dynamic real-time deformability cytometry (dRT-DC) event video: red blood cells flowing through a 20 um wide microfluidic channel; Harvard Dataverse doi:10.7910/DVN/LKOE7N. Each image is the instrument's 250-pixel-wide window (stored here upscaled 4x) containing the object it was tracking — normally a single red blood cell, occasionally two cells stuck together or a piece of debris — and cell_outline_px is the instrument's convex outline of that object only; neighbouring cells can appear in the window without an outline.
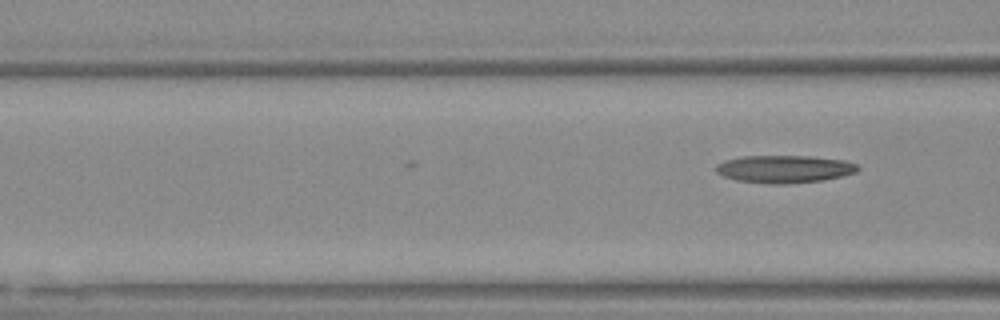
{"species": "Egyptian fruit bat (a non-hibernating species)", "species_latin": "Rousettus aegyptiacus", "temperature_condition": "warm", "stored_images_in_passage": 18, "camera_frame_rate_fps": 3000, "um_per_image_px": 0.085, "animal": {"sex": "female"}, "frame": {"image": 1, "passage_image": 18, "time_ms": 5.667, "image_size_px": [1000, 320], "cell_outline_px": [[860, 168], [856, 172], [824, 180], [788, 184], [768, 184], [736, 180], [724, 176], [716, 172], [716, 164], [724, 160], [740, 156], [812, 156], [844, 160], [860, 164]], "centroid_in_image_um": [66.68, 14.36], "position_along_channel_um": 99.9, "area_um2": 23.06}}